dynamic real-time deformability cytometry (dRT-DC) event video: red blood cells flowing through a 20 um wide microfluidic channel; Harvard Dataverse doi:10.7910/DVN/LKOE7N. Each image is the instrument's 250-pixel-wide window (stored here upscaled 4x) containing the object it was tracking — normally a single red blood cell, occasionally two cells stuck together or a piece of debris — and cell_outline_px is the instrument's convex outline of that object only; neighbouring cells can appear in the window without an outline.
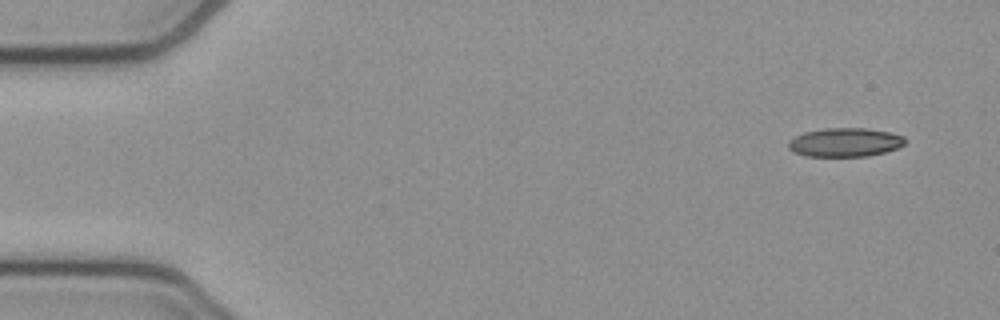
{"species": "common noctule bat (a hibernating species)", "species_latin": "Nyctalus noctula", "temperature_condition": "cold", "stored_images_in_passage": 51, "camera_frame_rate_fps": 3000, "um_per_image_px": 0.085, "animal": {"sex": "female", "body_mass_g": 21.9}, "frame": {"image": 1, "passage_image": 1, "time_ms": 0.0, "image_size_px": [1000, 320], "cell_outline_px": [[908, 140], [904, 144], [896, 148], [884, 152], [868, 156], [804, 156], [792, 152], [788, 148], [788, 140], [804, 132], [828, 128], [864, 128], [888, 132], [904, 136]], "centroid_in_image_um": [71.8, 12.1], "position_along_channel_um": 13.2, "area_um2": 19.59}}
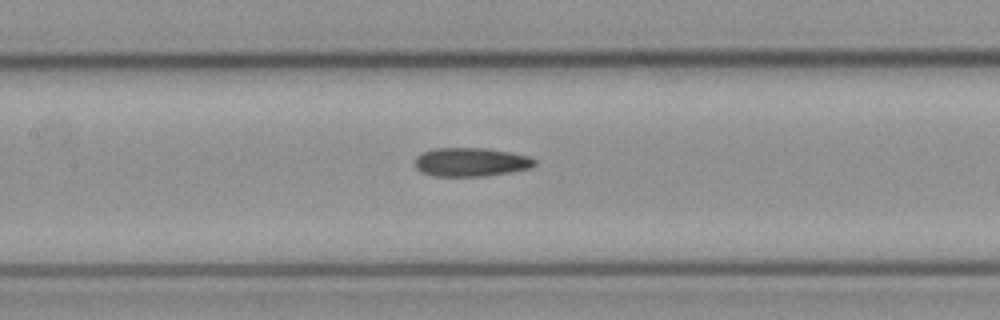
{"frame": {"image": 2, "passage_image": 22, "time_ms": 7.0, "image_size_px": [1000, 320], "cell_outline_px": [[536, 164], [528, 168], [508, 172], [484, 176], [432, 176], [420, 172], [416, 168], [416, 156], [432, 148], [484, 148], [508, 152], [528, 156], [536, 160]], "centroid_in_image_um": [39.98, 13.77], "position_along_channel_um": 167.4, "area_um2": 19.88}}
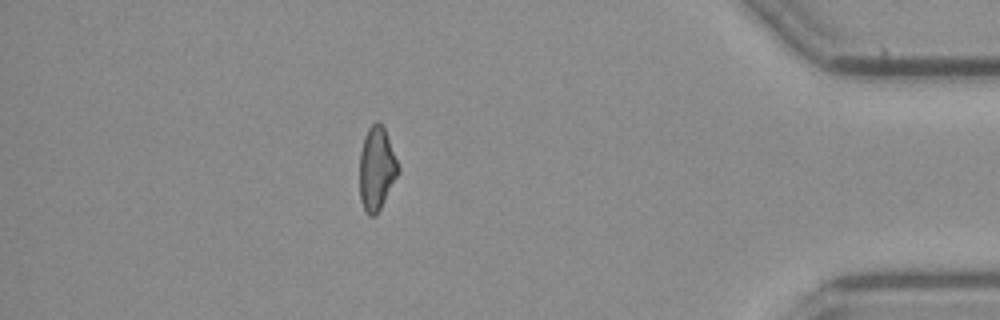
{"frame": {"image": 3, "passage_image": 44, "time_ms": 14.333, "image_size_px": [1000, 320], "cell_outline_px": [[400, 172], [380, 208], [372, 216], [368, 216], [360, 200], [360, 152], [364, 136], [368, 128], [376, 120], [380, 120], [384, 128], [400, 168]], "centroid_in_image_um": [32.01, 14.3], "position_along_channel_um": 403.2, "area_um2": 18.67}, "authors_computed_cell_mechanics": {"area_um2": 19.7098, "velocity_mm_per_s": 3.8433, "shape_relaxation_time_tau1_ms": null, "shape_relaxation_time_tau2_ms": 9.5656, "deformation_change_tau1": null, "deformation_change_tau2": 0.2268}}